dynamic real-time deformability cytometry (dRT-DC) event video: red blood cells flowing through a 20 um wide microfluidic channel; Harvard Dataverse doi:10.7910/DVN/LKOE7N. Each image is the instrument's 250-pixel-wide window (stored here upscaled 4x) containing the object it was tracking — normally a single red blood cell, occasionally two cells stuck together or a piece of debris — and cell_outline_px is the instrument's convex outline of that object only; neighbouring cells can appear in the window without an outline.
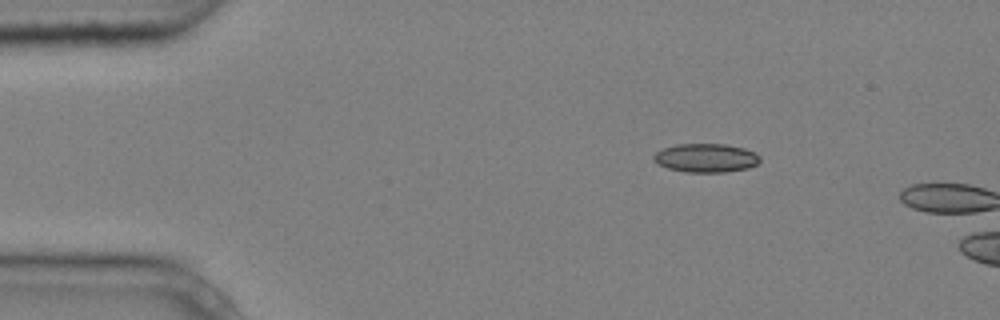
{"species": "common noctule bat (a hibernating species)", "species_latin": "Nyctalus noctula", "temperature_condition": "cold", "stored_images_in_passage": 2, "camera_frame_rate_fps": 3000, "um_per_image_px": 0.085, "animal": {"sex": "male", "body_mass_g": 20.4}, "frame": {"image": 1, "passage_image": 1, "time_ms": 0.0, "image_size_px": [1000, 320], "cell_outline_px": [[760, 160], [756, 164], [748, 168], [724, 172], [684, 172], [668, 168], [656, 164], [652, 160], [652, 156], [656, 152], [664, 148], [676, 144], [724, 144], [744, 148], [756, 152], [760, 156]], "centroid_in_image_um": [59.98, 13.42], "position_along_channel_um": 25.0, "area_um2": 17.92}}